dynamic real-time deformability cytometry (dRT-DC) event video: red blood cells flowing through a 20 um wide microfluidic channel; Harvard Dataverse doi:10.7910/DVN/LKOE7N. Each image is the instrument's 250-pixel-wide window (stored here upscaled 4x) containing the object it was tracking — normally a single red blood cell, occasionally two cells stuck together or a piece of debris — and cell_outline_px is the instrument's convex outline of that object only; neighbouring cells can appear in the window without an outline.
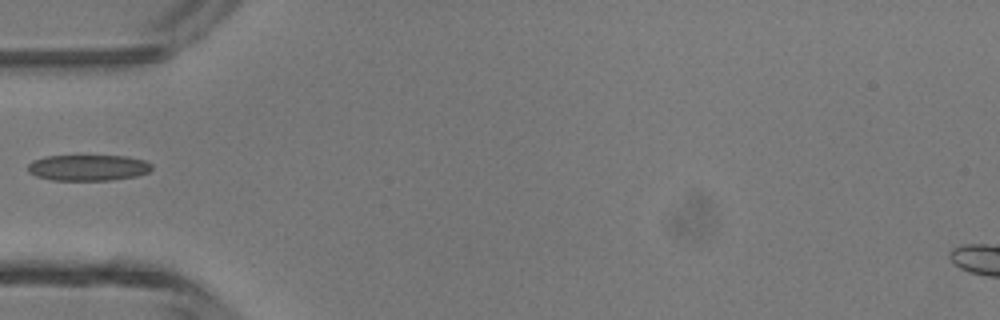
{"species": "common noctule bat (a hibernating species)", "species_latin": "Nyctalus noctula", "temperature_condition": "room temperature", "stored_images_in_passage": 32, "camera_frame_rate_fps": 3000, "um_per_image_px": 0.085, "animal": {"sex": "male", "body_mass_g": 13.3}, "frame": {"image": 1, "passage_image": 1, "time_ms": 0.0, "image_size_px": [1000, 320], "cell_outline_px": [[152, 168], [148, 172], [136, 176], [112, 180], [52, 180], [36, 176], [28, 172], [28, 164], [32, 160], [44, 156], [128, 156], [144, 160], [152, 164]], "centroid_in_image_um": [7.48, 14.25], "position_along_channel_um": 77.5, "area_um2": 18.84}}
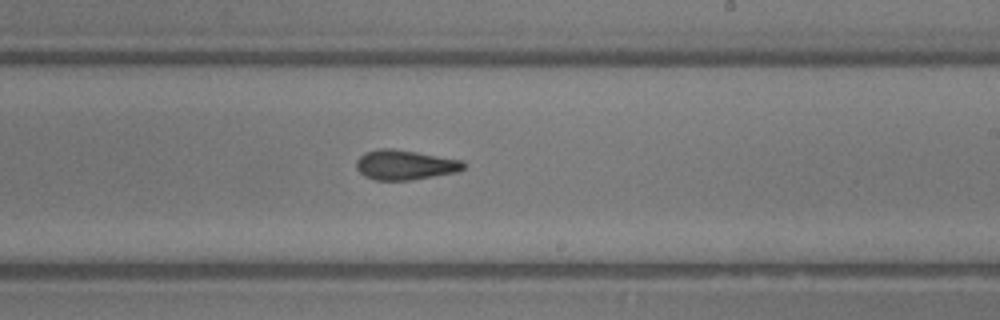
{"frame": {"image": 2, "passage_image": 13, "time_ms": 4.0, "image_size_px": [1000, 320], "cell_outline_px": [[464, 168], [456, 172], [408, 180], [376, 180], [364, 176], [356, 168], [356, 160], [364, 152], [380, 148], [392, 148], [464, 160]], "centroid_in_image_um": [34.39, 14.0], "position_along_channel_um": 254.6, "area_um2": 18.55}}
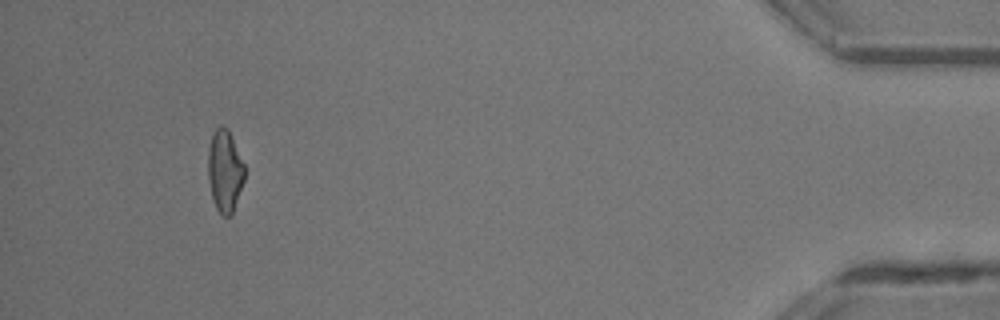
{"frame": {"image": 3, "passage_image": 29, "time_ms": 9.333, "image_size_px": [1000, 320], "cell_outline_px": [[244, 180], [232, 216], [224, 216], [216, 208], [212, 200], [208, 180], [208, 148], [212, 136], [216, 128], [220, 124], [228, 128], [244, 164]], "centroid_in_image_um": [19.1, 14.54], "position_along_channel_um": 416.1, "area_um2": 17.57}}